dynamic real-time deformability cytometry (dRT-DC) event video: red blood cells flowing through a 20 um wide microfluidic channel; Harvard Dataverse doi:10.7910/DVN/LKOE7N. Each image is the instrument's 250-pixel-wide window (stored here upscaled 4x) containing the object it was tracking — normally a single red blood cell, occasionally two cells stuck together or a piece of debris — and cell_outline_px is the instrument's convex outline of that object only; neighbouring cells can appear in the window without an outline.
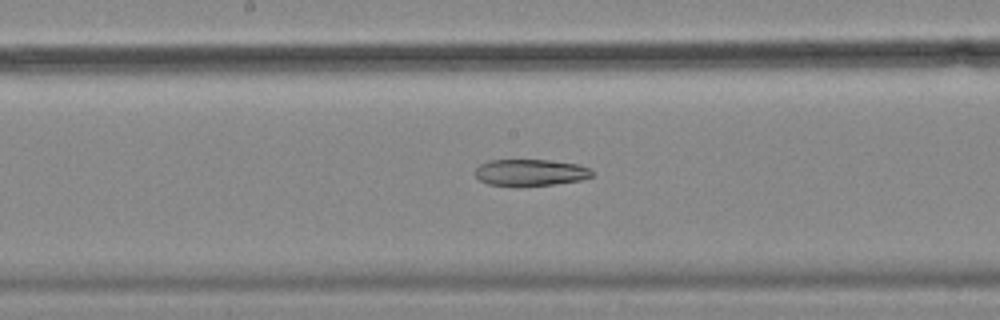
{"species": "common noctule bat (a hibernating species)", "species_latin": "Nyctalus noctula", "temperature_condition": "cold", "stored_images_in_passage": 30, "camera_frame_rate_fps": 3000, "um_per_image_px": 0.085, "animal": {"sex": "female", "body_mass_g": 18.4}, "frame": {"image": 1, "passage_image": 18, "time_ms": 5.667, "image_size_px": [1000, 320], "cell_outline_px": [[596, 172], [592, 176], [580, 180], [552, 184], [520, 188], [516, 188], [488, 184], [480, 180], [476, 176], [476, 168], [480, 164], [488, 160], [548, 160], [576, 164], [592, 168]], "centroid_in_image_um": [45.08, 14.69], "position_along_channel_um": 203.1, "area_um2": 18.61}}
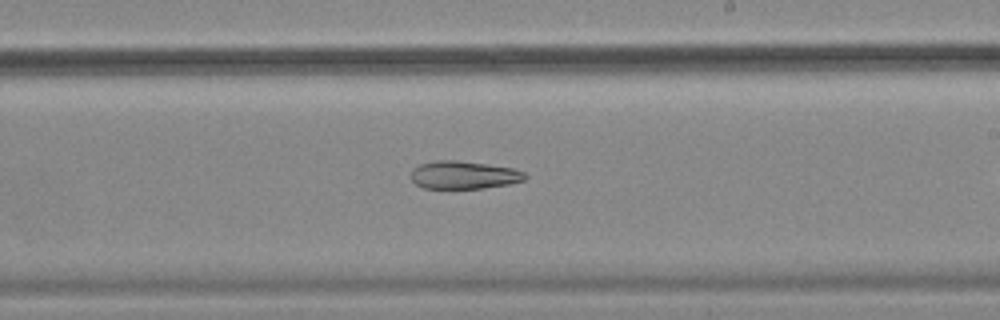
{"frame": {"image": 2, "passage_image": 22, "time_ms": 7.0, "image_size_px": [1000, 320], "cell_outline_px": [[528, 176], [524, 180], [508, 184], [484, 188], [424, 188], [416, 184], [412, 180], [412, 168], [420, 164], [436, 160], [456, 160], [512, 168], [524, 172]], "centroid_in_image_um": [39.41, 14.87], "position_along_channel_um": 249.6, "area_um2": 18.38}}
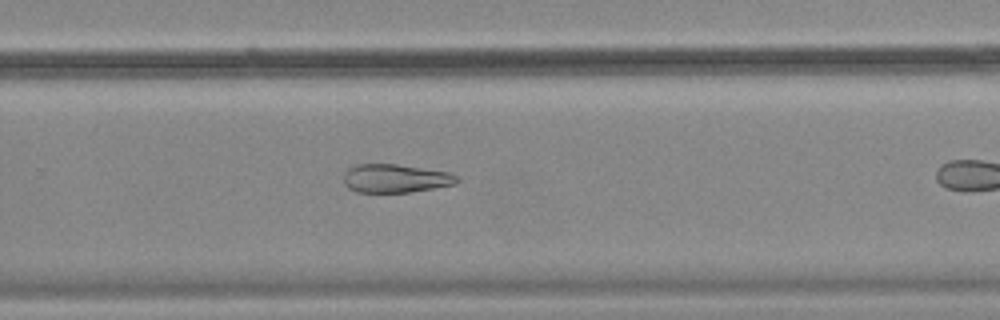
{"frame": {"image": 3, "passage_image": 26, "time_ms": 8.333, "image_size_px": [1000, 320], "cell_outline_px": [[460, 180], [456, 184], [408, 192], [356, 192], [348, 188], [344, 184], [344, 172], [348, 168], [356, 164], [396, 164], [448, 172], [456, 176]], "centroid_in_image_um": [33.57, 15.16], "position_along_channel_um": 296.2, "area_um2": 18.73}}